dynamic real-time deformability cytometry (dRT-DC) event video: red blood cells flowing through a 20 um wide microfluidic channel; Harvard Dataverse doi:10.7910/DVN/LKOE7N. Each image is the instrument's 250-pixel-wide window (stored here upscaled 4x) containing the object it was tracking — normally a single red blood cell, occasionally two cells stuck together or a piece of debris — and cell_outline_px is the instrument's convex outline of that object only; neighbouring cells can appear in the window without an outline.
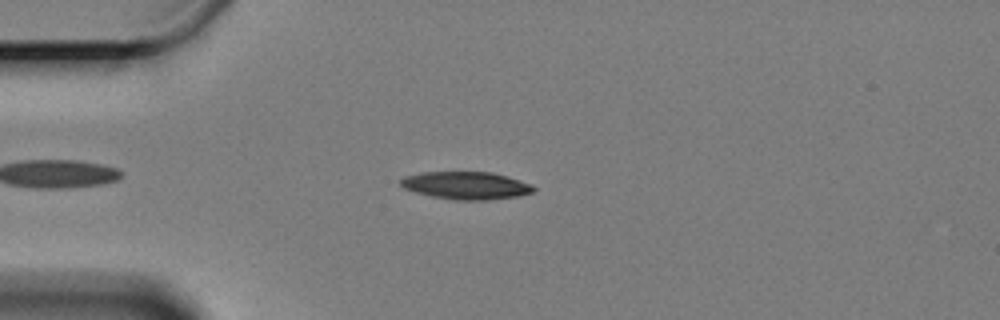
{"species": "Egyptian fruit bat (a non-hibernating species)", "species_latin": "Rousettus aegyptiacus", "temperature_condition": "cold", "stored_images_in_passage": 49, "camera_frame_rate_fps": 3000, "um_per_image_px": 0.085, "animal": {"sex": "female"}, "frame": {"image": 1, "passage_image": 8, "time_ms": 2.333, "image_size_px": [1000, 320], "cell_outline_px": [[536, 188], [532, 192], [520, 196], [488, 200], [456, 200], [432, 196], [416, 192], [404, 188], [400, 184], [400, 180], [404, 176], [424, 172], [492, 172], [508, 176], [532, 184]], "centroid_in_image_um": [39.65, 15.76], "position_along_channel_um": 45.3, "area_um2": 21.44}}
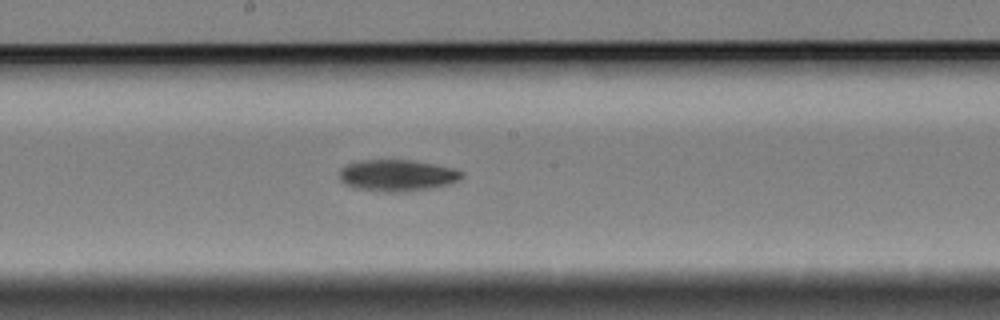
{"frame": {"image": 2, "passage_image": 25, "time_ms": 8.0, "image_size_px": [1000, 320], "cell_outline_px": [[464, 176], [460, 180], [436, 188], [404, 192], [380, 192], [352, 188], [344, 184], [340, 180], [340, 172], [348, 164], [364, 160], [408, 160], [432, 164], [452, 168], [464, 172]], "centroid_in_image_um": [33.78, 14.94], "position_along_channel_um": 214.4, "area_um2": 22.6}}
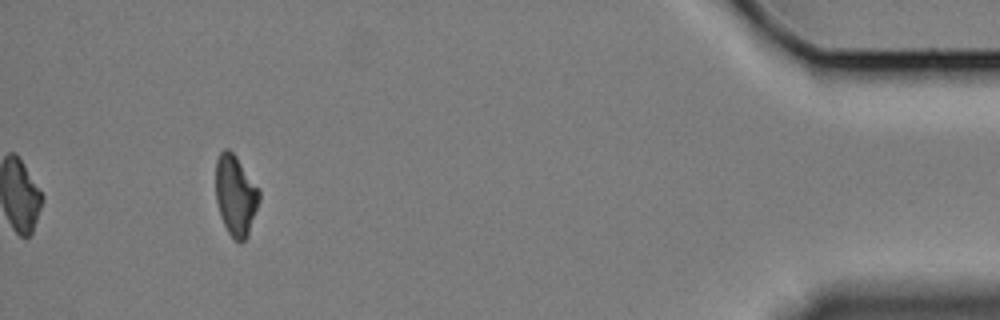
{"frame": {"image": 3, "passage_image": 49, "time_ms": 16.0, "image_size_px": [1000, 320], "cell_outline_px": [[260, 200], [248, 236], [240, 244], [232, 240], [220, 216], [216, 200], [216, 160], [220, 152], [224, 148], [228, 148], [236, 156], [260, 188]], "centroid_in_image_um": [20.04, 16.62], "position_along_channel_um": 415.2, "area_um2": 20.81}, "authors_computed_cell_mechanics": {"area_um2": 21.2126, "velocity_mm_per_s": 3.2873, "shape_relaxation_time_tau1_ms": 5.1231, "shape_relaxation_time_tau2_ms": null, "deformation_change_tau1": 0.118, "deformation_change_tau2": null}}